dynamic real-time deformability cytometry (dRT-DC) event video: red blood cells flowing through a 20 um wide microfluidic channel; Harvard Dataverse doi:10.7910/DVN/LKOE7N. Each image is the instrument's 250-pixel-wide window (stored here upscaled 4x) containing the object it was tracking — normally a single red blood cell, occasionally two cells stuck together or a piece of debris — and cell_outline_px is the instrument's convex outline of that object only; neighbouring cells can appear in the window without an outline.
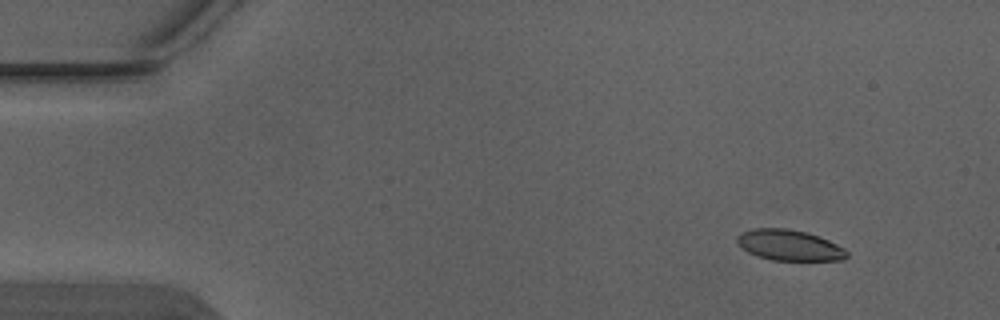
{"species": "Egyptian fruit bat (a non-hibernating species)", "species_latin": "Rousettus aegyptiacus", "temperature_condition": "warm", "stored_images_in_passage": 5, "camera_frame_rate_fps": 3000, "um_per_image_px": 0.085, "animal": {"sex": "male"}, "frame": {"image": 1, "passage_image": 1, "time_ms": 0.0, "image_size_px": [1000, 320], "cell_outline_px": [[848, 256], [844, 260], [772, 260], [756, 256], [748, 252], [736, 240], [736, 236], [752, 228], [788, 228], [808, 232], [820, 236], [844, 248], [848, 252]], "centroid_in_image_um": [67.12, 20.83], "position_along_channel_um": 17.9, "area_um2": 19.71}}
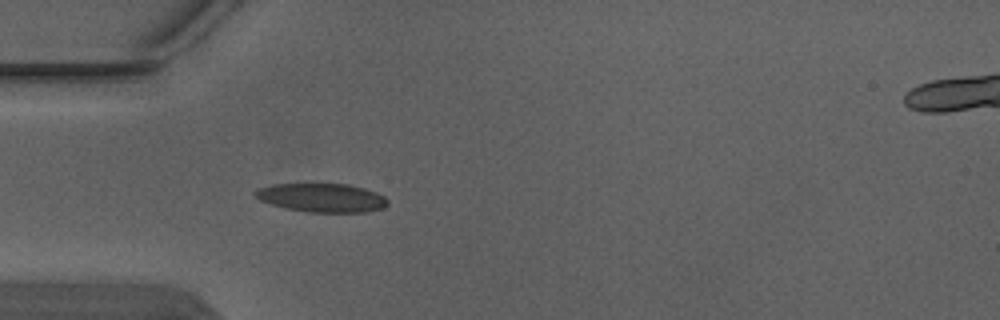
{"frame": {"image": 2, "passage_image": 4, "time_ms": 1.0, "image_size_px": [1000, 320], "cell_outline_px": [[388, 204], [384, 208], [364, 212], [308, 212], [284, 208], [260, 200], [252, 192], [260, 188], [272, 184], [348, 184], [364, 188], [376, 192], [384, 196], [388, 200]], "centroid_in_image_um": [27.38, 16.81], "position_along_channel_um": 57.6, "area_um2": 22.14}}